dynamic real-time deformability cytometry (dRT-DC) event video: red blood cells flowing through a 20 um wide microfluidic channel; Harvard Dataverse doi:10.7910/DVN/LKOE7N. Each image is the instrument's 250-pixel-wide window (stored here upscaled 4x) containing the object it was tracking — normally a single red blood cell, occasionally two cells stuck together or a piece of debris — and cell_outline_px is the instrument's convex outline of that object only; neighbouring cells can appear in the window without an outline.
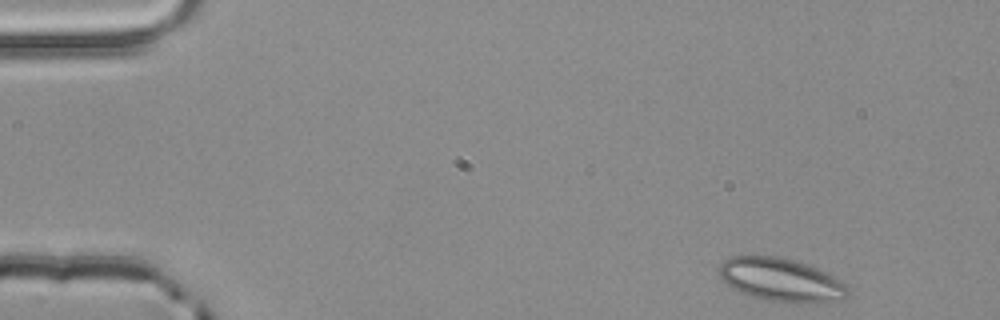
{"species": "common noctule bat (a hibernating species)", "species_latin": "Nyctalus noctula", "temperature_condition": "room temperature", "stored_images_in_passage": 3, "camera_frame_rate_fps": 3000, "um_per_image_px": 0.085, "animal": {"sex": "male", "body_mass_g": 20.4}, "frame": {"image": 1, "passage_image": 1, "time_ms": 0.0, "image_size_px": [1000, 320], "cell_outline_px": [[848, 292], [840, 300], [816, 304], [784, 304], [752, 296], [740, 292], [732, 288], [720, 280], [720, 264], [724, 260], [732, 256], [776, 256], [808, 264], [832, 276], [844, 284], [848, 288]], "centroid_in_image_um": [66.37, 23.82], "position_along_channel_um": 18.6, "area_um2": 32.66}}